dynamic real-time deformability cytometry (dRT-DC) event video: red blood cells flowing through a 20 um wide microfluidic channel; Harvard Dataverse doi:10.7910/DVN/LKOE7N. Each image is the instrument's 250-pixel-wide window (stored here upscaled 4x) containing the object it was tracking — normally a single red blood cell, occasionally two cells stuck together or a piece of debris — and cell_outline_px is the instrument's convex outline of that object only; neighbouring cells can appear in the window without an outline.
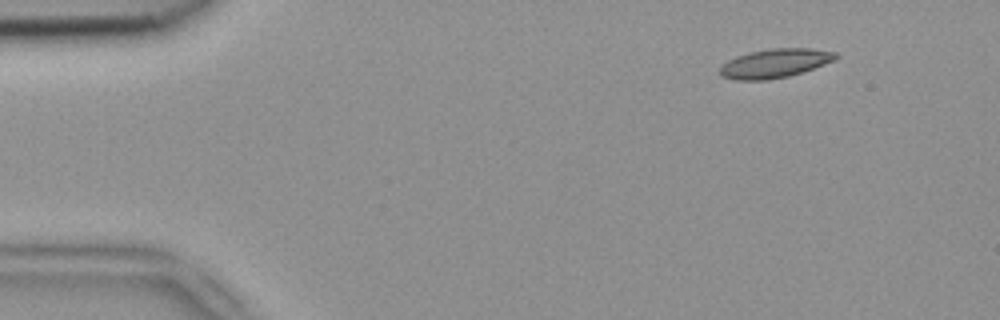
{"species": "common noctule bat (a hibernating species)", "species_latin": "Nyctalus noctula", "temperature_condition": "room temperature", "stored_images_in_passage": 6, "segment_of_instrument_passage": [2, 2], "camera_frame_rate_fps": 3000, "um_per_image_px": 0.085, "animal": {"sex": "female", "body_mass_g": 18.4}, "frame": {"image": 1, "passage_image": 6, "time_ms": 1.667, "image_size_px": [1000, 320], "cell_outline_px": [[840, 56], [836, 60], [788, 76], [768, 80], [736, 80], [720, 76], [720, 68], [728, 60], [736, 56], [748, 52], [772, 48], [812, 48], [836, 52]], "centroid_in_image_um": [65.87, 5.37], "position_along_channel_um": 19.1, "area_um2": 19.54}}